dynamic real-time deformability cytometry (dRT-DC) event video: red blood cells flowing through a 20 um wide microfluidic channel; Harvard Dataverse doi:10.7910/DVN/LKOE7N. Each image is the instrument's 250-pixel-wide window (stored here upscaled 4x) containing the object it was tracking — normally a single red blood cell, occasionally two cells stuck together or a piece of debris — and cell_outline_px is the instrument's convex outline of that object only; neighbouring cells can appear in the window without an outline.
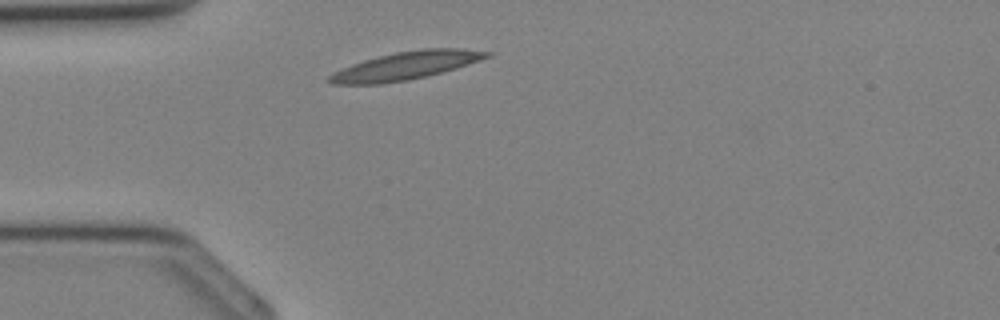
{"species": "Egyptian fruit bat (a non-hibernating species)", "species_latin": "Rousettus aegyptiacus", "temperature_condition": "cold", "stored_images_in_passage": 25, "camera_frame_rate_fps": 3000, "um_per_image_px": 0.085, "animal": {"sex": "female"}, "frame": {"image": 1, "passage_image": 2, "time_ms": 0.333, "image_size_px": [1000, 320], "cell_outline_px": [[492, 56], [456, 68], [408, 80], [380, 84], [332, 84], [324, 80], [332, 72], [352, 64], [364, 60], [396, 52], [420, 48], [460, 48], [492, 52]], "centroid_in_image_um": [34.46, 5.58], "position_along_channel_um": 50.5, "area_um2": 25.61}}
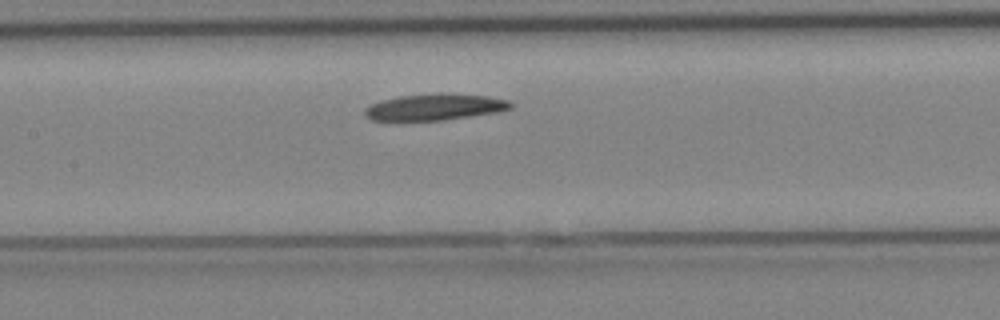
{"frame": {"image": 2, "passage_image": 9, "time_ms": 2.667, "image_size_px": [1000, 320], "cell_outline_px": [[516, 104], [512, 108], [500, 112], [444, 120], [372, 120], [364, 116], [364, 108], [372, 104], [384, 100], [400, 96], [436, 92], [440, 92], [488, 96], [508, 100]], "centroid_in_image_um": [37.03, 9.09], "position_along_channel_um": 170.4, "area_um2": 22.72}}
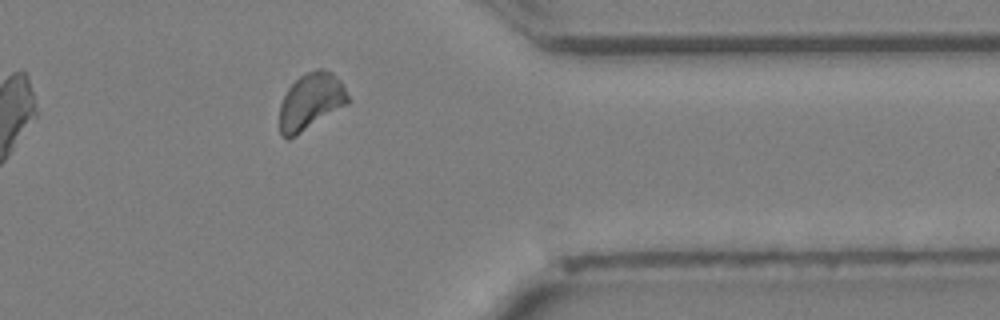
{"frame": {"image": 3, "passage_image": 21, "time_ms": 6.667, "image_size_px": [1000, 320], "cell_outline_px": [[348, 104], [296, 136], [288, 140], [280, 136], [280, 104], [288, 88], [300, 76], [316, 68], [320, 68], [332, 72], [344, 84], [348, 96]], "centroid_in_image_um": [26.42, 8.64], "position_along_channel_um": 385.0, "area_um2": 22.66}}